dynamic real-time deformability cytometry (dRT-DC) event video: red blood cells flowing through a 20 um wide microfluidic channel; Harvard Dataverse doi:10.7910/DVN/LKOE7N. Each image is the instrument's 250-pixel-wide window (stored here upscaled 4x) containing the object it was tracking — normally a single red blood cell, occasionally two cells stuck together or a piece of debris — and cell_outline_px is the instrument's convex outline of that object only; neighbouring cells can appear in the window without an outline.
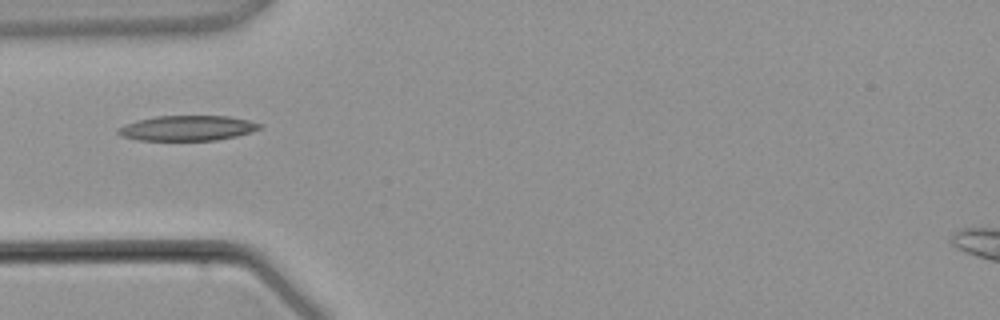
{"species": "common noctule bat (a hibernating species)", "species_latin": "Nyctalus noctula", "temperature_condition": "warm", "stored_images_in_passage": 1, "camera_frame_rate_fps": 3000, "um_per_image_px": 0.085, "animal": {"sex": "male", "body_mass_g": 21.5, "forearm_length_mm": 52.0}, "frame": {"image": 1, "passage_image": 1, "time_ms": 0.0, "image_size_px": [1000, 320], "cell_outline_px": [[264, 124], [260, 128], [252, 132], [236, 136], [216, 140], [140, 140], [120, 136], [116, 132], [116, 128], [124, 124], [136, 120], [156, 116], [228, 116], [248, 120]], "centroid_in_image_um": [15.9, 10.88], "position_along_channel_um": 69.1, "area_um2": 20.87}}